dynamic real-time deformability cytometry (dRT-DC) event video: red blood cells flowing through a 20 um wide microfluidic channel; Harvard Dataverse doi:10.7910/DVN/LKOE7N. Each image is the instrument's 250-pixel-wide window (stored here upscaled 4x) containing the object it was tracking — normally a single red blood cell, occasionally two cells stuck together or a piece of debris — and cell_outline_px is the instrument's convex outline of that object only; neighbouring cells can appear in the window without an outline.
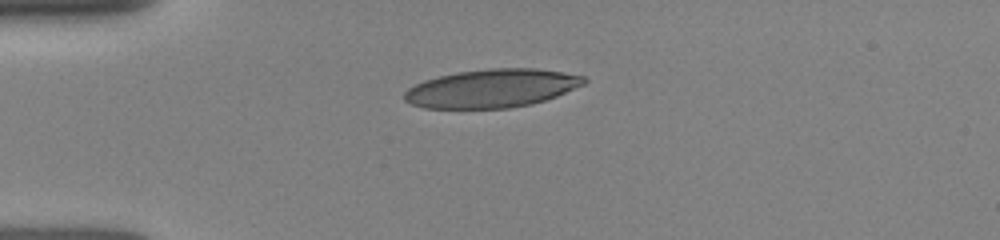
{"species": "human", "species_latin": "Homo sapiens", "temperature_condition": "room temperature", "stored_images_in_passage": 46, "camera_frame_rate_fps": 3000, "um_per_image_px": 0.085, "donor": {"sex": "female"}, "frame": {"image": 1, "passage_image": 1, "time_ms": 0.0, "image_size_px": [1000, 240], "cell_outline_px": [[588, 80], [584, 84], [556, 96], [532, 104], [508, 108], [424, 108], [412, 104], [404, 100], [404, 92], [408, 88], [424, 80], [440, 76], [460, 72], [492, 68], [536, 68], [564, 72], [584, 76]], "centroid_in_image_um": [41.82, 7.51], "position_along_channel_um": 43.2, "area_um2": 40.0}}
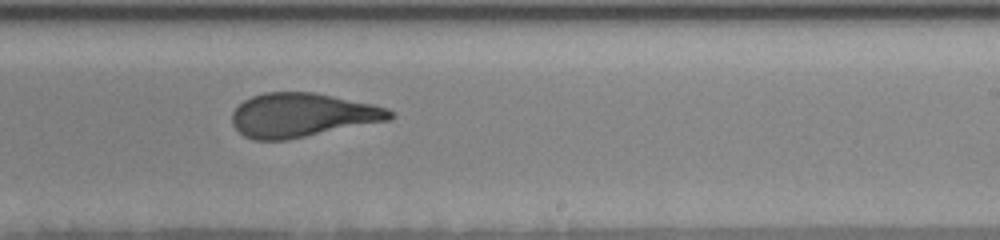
{"frame": {"image": 2, "passage_image": 19, "time_ms": 6.0, "image_size_px": [1000, 240], "cell_outline_px": [[396, 116], [392, 120], [288, 140], [252, 140], [244, 136], [232, 124], [232, 112], [244, 100], [252, 96], [264, 92], [312, 92], [372, 104], [388, 108], [396, 112]], "centroid_in_image_um": [25.72, 9.8], "position_along_channel_um": 263.3, "area_um2": 40.75}}
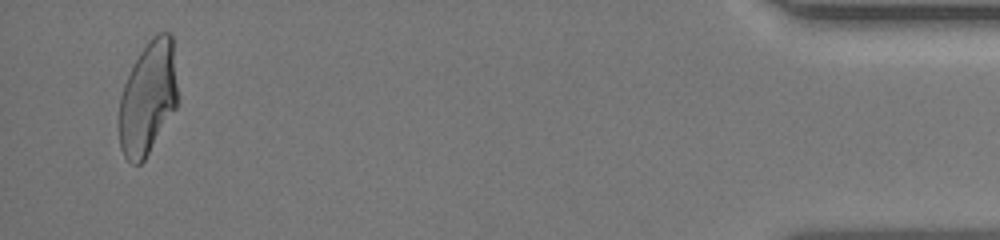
{"frame": {"image": 3, "passage_image": 44, "time_ms": 11.667, "image_size_px": [1000, 240], "cell_outline_px": [[180, 100], [176, 108], [144, 160], [140, 164], [132, 164], [124, 156], [120, 148], [120, 96], [124, 84], [140, 52], [148, 40], [152, 36], [160, 32], [172, 32]], "centroid_in_image_um": [12.63, 8.28], "position_along_channel_um": 422.6, "area_um2": 39.02}}